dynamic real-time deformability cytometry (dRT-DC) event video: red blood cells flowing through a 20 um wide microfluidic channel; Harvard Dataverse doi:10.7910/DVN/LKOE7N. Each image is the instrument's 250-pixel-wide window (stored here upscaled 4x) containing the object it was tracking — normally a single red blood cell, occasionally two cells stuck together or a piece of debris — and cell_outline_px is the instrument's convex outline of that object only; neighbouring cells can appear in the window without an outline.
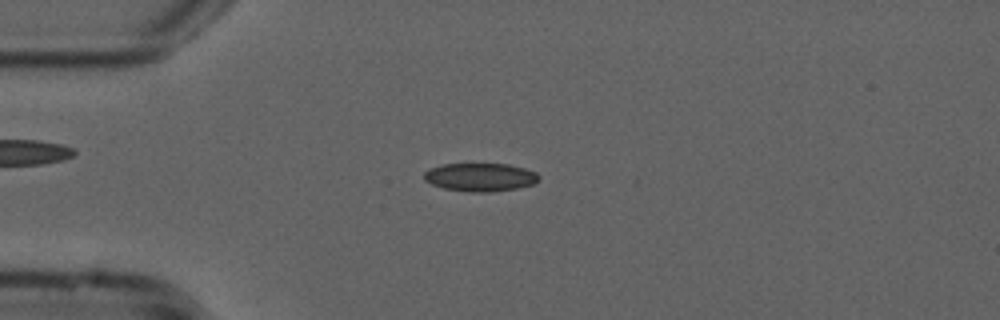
{"species": "common noctule bat (a hibernating species)", "species_latin": "Nyctalus noctula", "temperature_condition": "cold", "stored_images_in_passage": 53, "camera_frame_rate_fps": 3000, "um_per_image_px": 0.085, "animal": {"sex": "male", "forearm_length_mm": 52.5}, "frame": {"image": 1, "passage_image": 13, "time_ms": 4.0, "image_size_px": [1000, 320], "cell_outline_px": [[540, 180], [532, 184], [516, 188], [488, 192], [468, 192], [444, 188], [432, 184], [424, 180], [424, 172], [428, 168], [444, 164], [508, 164], [524, 168], [536, 172], [540, 176]], "centroid_in_image_um": [40.81, 15.05], "position_along_channel_um": 44.2, "area_um2": 18.9}}
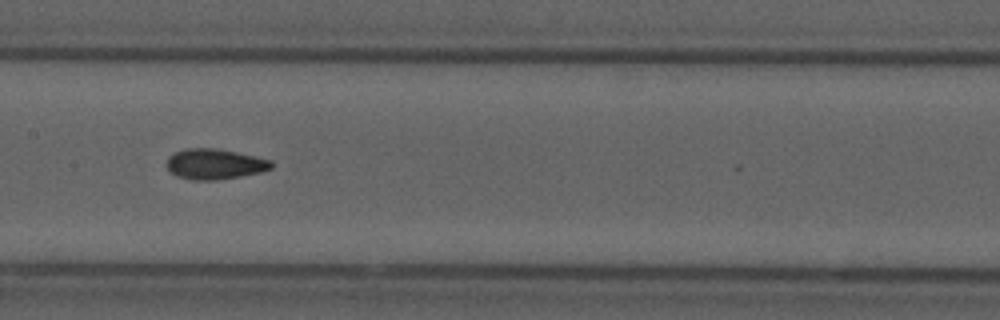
{"frame": {"image": 2, "passage_image": 26, "time_ms": 8.333, "image_size_px": [1000, 320], "cell_outline_px": [[272, 168], [260, 172], [240, 176], [216, 180], [192, 180], [176, 176], [168, 168], [168, 156], [184, 148], [212, 148], [236, 152], [272, 160]], "centroid_in_image_um": [18.25, 13.94], "position_along_channel_um": 189.2, "area_um2": 18.38}}
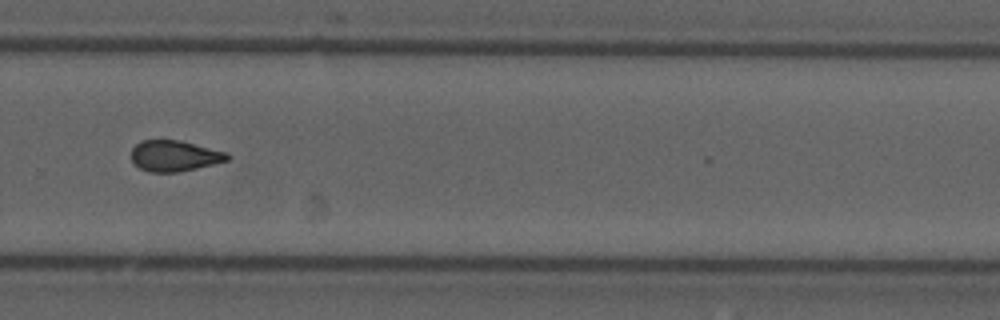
{"frame": {"image": 3, "passage_image": 36, "time_ms": 11.667, "image_size_px": [1000, 320], "cell_outline_px": [[232, 156], [228, 160], [180, 172], [148, 172], [140, 168], [132, 160], [132, 148], [140, 140], [180, 140], [228, 152]], "centroid_in_image_um": [14.85, 13.24], "position_along_channel_um": 315.0, "area_um2": 17.34}, "authors_computed_cell_mechanics": {"area_um2": 17.9758, "velocity_mm_per_s": 3.7997, "shape_relaxation_time_tau1_ms": null, "shape_relaxation_time_tau2_ms": 2.2454, "deformation_change_tau1": null, "deformation_change_tau2": 0.0766}}